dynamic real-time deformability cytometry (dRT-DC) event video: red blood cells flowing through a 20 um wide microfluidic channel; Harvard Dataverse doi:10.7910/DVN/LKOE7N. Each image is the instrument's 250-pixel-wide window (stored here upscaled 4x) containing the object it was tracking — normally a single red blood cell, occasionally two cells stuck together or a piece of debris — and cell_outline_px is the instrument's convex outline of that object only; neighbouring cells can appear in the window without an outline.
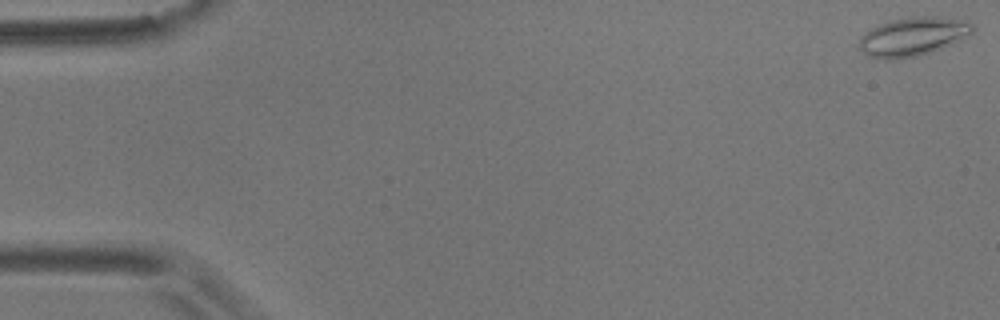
{"species": "common noctule bat (a hibernating species)", "species_latin": "Nyctalus noctula", "temperature_condition": "room temperature", "stored_images_in_passage": 13, "camera_frame_rate_fps": 3000, "um_per_image_px": 0.085, "animal": {"sex": "male", "body_mass_g": 17.9}, "frame": {"image": 1, "passage_image": 1, "time_ms": 0.0, "image_size_px": [1000, 320], "cell_outline_px": [[972, 32], [940, 48], [916, 56], [888, 60], [868, 56], [860, 48], [860, 36], [864, 32], [880, 24], [892, 20], [912, 16], [940, 16], [968, 20], [972, 24]], "centroid_in_image_um": [77.56, 3.08], "position_along_channel_um": 7.4, "area_um2": 25.14}}